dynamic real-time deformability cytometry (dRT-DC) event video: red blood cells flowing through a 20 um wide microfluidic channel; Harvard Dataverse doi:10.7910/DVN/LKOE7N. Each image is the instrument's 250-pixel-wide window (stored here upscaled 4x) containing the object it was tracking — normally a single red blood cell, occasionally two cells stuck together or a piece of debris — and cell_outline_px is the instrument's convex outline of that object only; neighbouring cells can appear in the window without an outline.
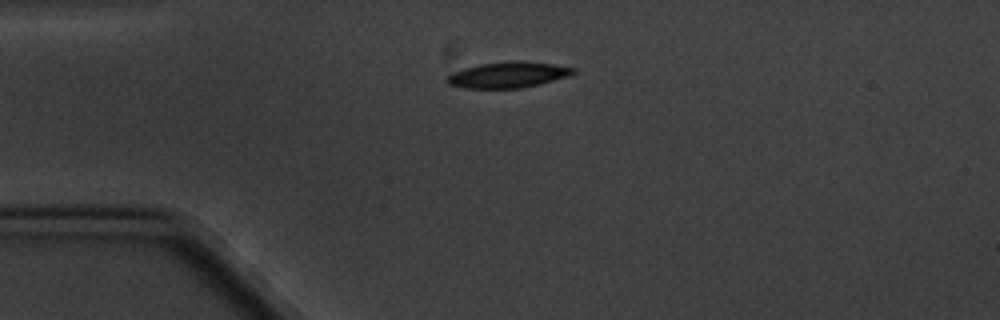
{"species": "common noctule bat (a hibernating species)", "species_latin": "Nyctalus noctula", "temperature_condition": "cold", "stored_images_in_passage": 1, "camera_frame_rate_fps": 3000, "um_per_image_px": 0.085, "animal": {"sex": "male", "body_mass_g": 20.1, "forearm_length_mm": 53.5}, "frame": {"image": 1, "passage_image": 1, "time_ms": 0.0, "image_size_px": [1000, 320], "cell_outline_px": [[576, 72], [540, 84], [520, 88], [464, 88], [448, 84], [444, 80], [452, 72], [464, 68], [480, 64], [512, 60], [520, 60], [552, 64], [576, 68]], "centroid_in_image_um": [43.13, 6.35], "position_along_channel_um": 41.9, "area_um2": 18.96}}